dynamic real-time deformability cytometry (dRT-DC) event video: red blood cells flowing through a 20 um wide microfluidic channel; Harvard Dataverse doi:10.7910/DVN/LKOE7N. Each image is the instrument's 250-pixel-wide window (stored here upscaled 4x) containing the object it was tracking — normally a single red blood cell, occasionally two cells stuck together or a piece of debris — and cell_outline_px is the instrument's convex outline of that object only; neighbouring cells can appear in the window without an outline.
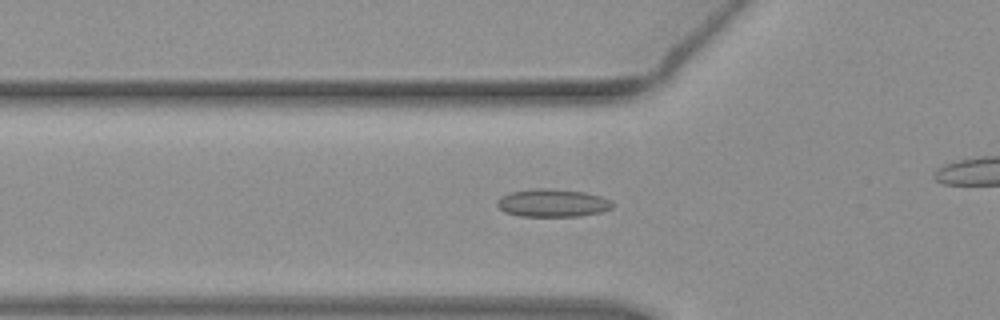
{"species": "common noctule bat (a hibernating species)", "species_latin": "Nyctalus noctula", "temperature_condition": "warm", "stored_images_in_passage": 44, "camera_frame_rate_fps": 3000, "um_per_image_px": 0.085, "animal": {"sex": "female", "body_mass_g": 19.3, "forearm_length_mm": 54.1}, "frame": {"image": 1, "passage_image": 19, "time_ms": 6.0, "image_size_px": [1000, 320], "cell_outline_px": [[612, 208], [600, 212], [580, 216], [520, 216], [504, 212], [496, 204], [496, 200], [500, 196], [508, 192], [532, 188], [552, 188], [584, 192], [600, 196], [608, 200], [612, 204]], "centroid_in_image_um": [46.89, 17.24], "position_along_channel_um": 78.9, "area_um2": 18.84}}
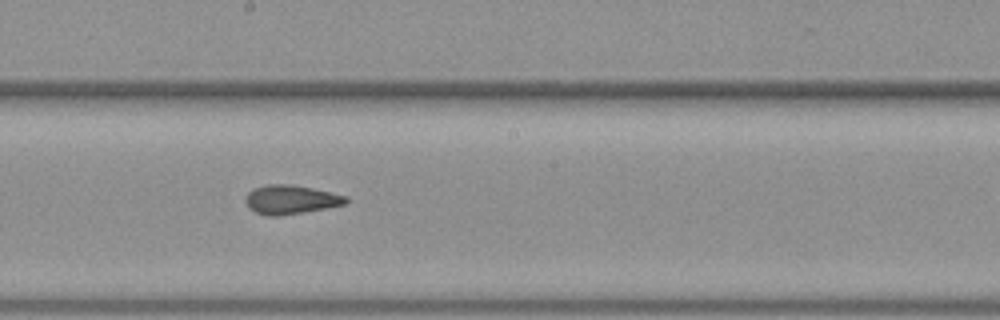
{"frame": {"image": 2, "passage_image": 30, "time_ms": 9.667, "image_size_px": [1000, 320], "cell_outline_px": [[348, 204], [328, 208], [280, 216], [268, 216], [256, 212], [248, 208], [244, 200], [248, 192], [252, 188], [268, 184], [288, 184], [312, 188], [348, 196]], "centroid_in_image_um": [24.71, 16.97], "position_along_channel_um": 223.5, "area_um2": 17.17}}
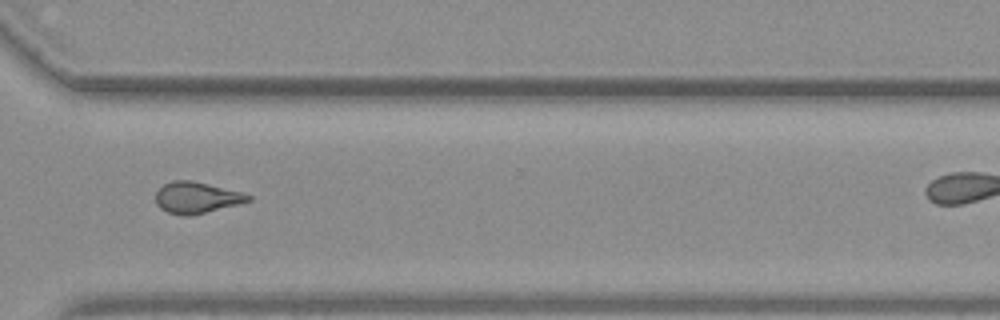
{"frame": {"image": 3, "passage_image": 40, "time_ms": 13.0, "image_size_px": [1000, 320], "cell_outline_px": [[252, 200], [240, 204], [188, 216], [184, 216], [168, 212], [160, 208], [156, 204], [156, 192], [164, 184], [172, 180], [188, 180], [240, 192], [252, 196]], "centroid_in_image_um": [16.69, 16.81], "position_along_channel_um": 353.9, "area_um2": 16.59}}